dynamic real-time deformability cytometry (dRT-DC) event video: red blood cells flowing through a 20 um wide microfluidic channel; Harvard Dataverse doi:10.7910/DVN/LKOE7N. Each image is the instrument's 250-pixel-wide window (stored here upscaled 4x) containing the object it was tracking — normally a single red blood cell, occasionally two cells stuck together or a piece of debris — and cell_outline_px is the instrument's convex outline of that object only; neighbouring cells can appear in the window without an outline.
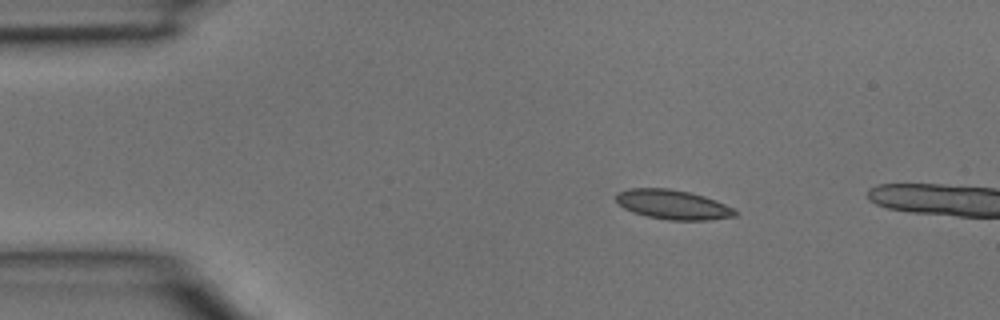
{"species": "common noctule bat (a hibernating species)", "species_latin": "Nyctalus noctula", "temperature_condition": "room temperature", "stored_images_in_passage": 2, "camera_frame_rate_fps": 3000, "um_per_image_px": 0.085, "animal": {"sex": "male", "body_mass_g": 15.6}, "frame": {"image": 1, "passage_image": 1, "time_ms": 0.0, "image_size_px": [1000, 320], "cell_outline_px": [[736, 216], [708, 220], [668, 220], [648, 216], [632, 212], [624, 208], [616, 200], [616, 192], [628, 188], [668, 188], [688, 192], [704, 196], [716, 200], [732, 208], [736, 212]], "centroid_in_image_um": [57.16, 17.38], "position_along_channel_um": 27.8, "area_um2": 20.35}}